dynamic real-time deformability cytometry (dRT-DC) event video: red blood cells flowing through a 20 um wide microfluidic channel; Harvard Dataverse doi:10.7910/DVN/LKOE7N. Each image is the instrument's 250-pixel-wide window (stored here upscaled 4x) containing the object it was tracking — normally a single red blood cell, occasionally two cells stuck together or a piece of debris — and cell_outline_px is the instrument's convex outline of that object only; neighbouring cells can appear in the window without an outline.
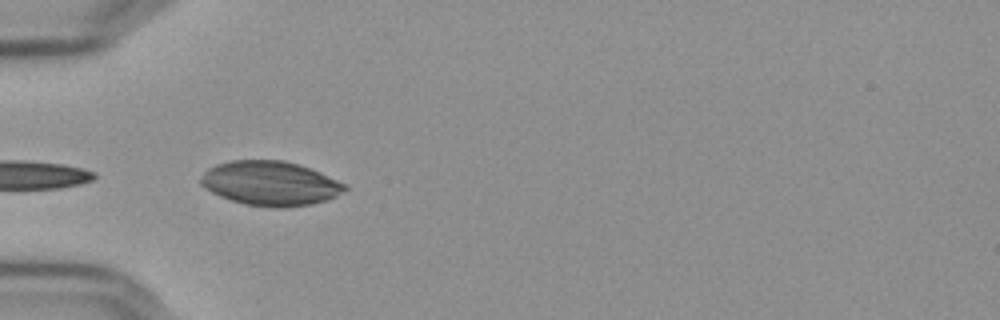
{"species": "Egyptian fruit bat (a non-hibernating species)", "species_latin": "Rousettus aegyptiacus", "temperature_condition": "cold", "stored_images_in_passage": 38, "camera_frame_rate_fps": 3000, "um_per_image_px": 0.085, "frame": {"image": 1, "passage_image": 1, "time_ms": 0.0, "image_size_px": [1000, 320], "cell_outline_px": [[348, 188], [336, 196], [312, 204], [284, 208], [272, 208], [244, 204], [220, 196], [212, 192], [200, 184], [200, 180], [204, 172], [208, 168], [216, 164], [228, 160], [284, 160], [320, 172], [348, 184]], "centroid_in_image_um": [22.98, 15.59], "position_along_channel_um": 62.0, "area_um2": 37.34}}
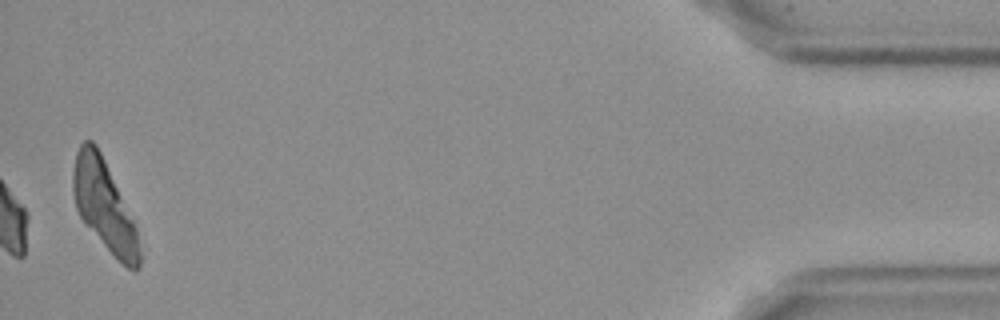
{"frame": {"image": 2, "passage_image": 38, "time_ms": 12.333, "image_size_px": [1000, 320], "cell_outline_px": [[144, 256], [140, 268], [136, 272], [128, 268], [104, 244], [80, 216], [76, 208], [72, 192], [72, 172], [76, 152], [80, 144], [84, 140], [92, 140], [96, 144], [104, 160], [136, 228]], "centroid_in_image_um": [8.87, 17.5], "position_along_channel_um": 426.3, "area_um2": 34.28}, "authors_computed_cell_mechanics": {"area_um2": 23.5824, "velocity_mm_per_s": 3.6259, "shape_relaxation_time_tau1_ms": 4.7032, "shape_relaxation_time_tau2_ms": 7.642, "deformation_change_tau1": 0.1128, "deformation_change_tau2": 0.1149}}